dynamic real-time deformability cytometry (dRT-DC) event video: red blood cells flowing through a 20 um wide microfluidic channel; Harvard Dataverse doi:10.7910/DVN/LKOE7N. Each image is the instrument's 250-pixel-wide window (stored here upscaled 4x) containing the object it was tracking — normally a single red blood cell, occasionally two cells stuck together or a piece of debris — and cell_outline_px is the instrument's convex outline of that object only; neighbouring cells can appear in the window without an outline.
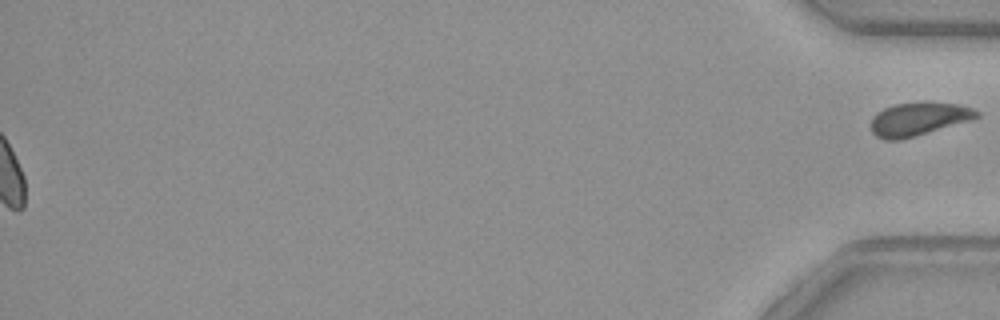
{"species": "common noctule bat (a hibernating species)", "species_latin": "Nyctalus noctula", "temperature_condition": "warm", "stored_images_in_passage": 44, "segment_of_instrument_passage": [2, 2], "camera_frame_rate_fps": 3000, "um_per_image_px": 0.085, "animal": {"sex": "female", "body_mass_g": 29.2, "forearm_length_mm": 56.3}, "frame": {"image": 1, "passage_image": 44, "time_ms": 14.333, "image_size_px": [1000, 320], "cell_outline_px": [[980, 116], [972, 120], [900, 140], [884, 140], [876, 136], [872, 132], [872, 116], [876, 112], [884, 108], [896, 104], [924, 100], [956, 104], [972, 108], [980, 112]], "centroid_in_image_um": [78.08, 10.09], "position_along_channel_um": 357.1, "area_um2": 20.81}}